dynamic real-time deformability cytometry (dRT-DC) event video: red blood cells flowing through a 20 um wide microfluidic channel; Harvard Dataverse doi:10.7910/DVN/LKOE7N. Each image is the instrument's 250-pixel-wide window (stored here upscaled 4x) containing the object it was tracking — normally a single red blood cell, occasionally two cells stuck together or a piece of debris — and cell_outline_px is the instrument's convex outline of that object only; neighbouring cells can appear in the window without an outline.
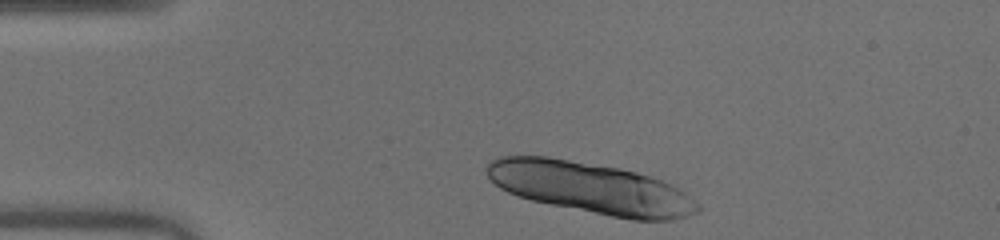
{"species": "human", "species_latin": "Homo sapiens", "temperature_condition": "warm", "stored_images_in_passage": 38, "segment_of_instrument_passage": [1, 2], "camera_frame_rate_fps": 3000, "um_per_image_px": 0.085, "donor": {"sex": "male"}, "frame": {"image": 1, "passage_image": 1, "time_ms": 0.0, "image_size_px": [1000, 240], "cell_outline_px": [[700, 212], [688, 216], [672, 220], [632, 220], [532, 200], [516, 196], [500, 188], [488, 176], [484, 168], [488, 160], [500, 156], [548, 156], [620, 168], [636, 172], [664, 180], [672, 184], [684, 192], [700, 204]], "centroid_in_image_um": [50.22, 15.96], "position_along_channel_um": 34.8, "area_um2": 63.12}}